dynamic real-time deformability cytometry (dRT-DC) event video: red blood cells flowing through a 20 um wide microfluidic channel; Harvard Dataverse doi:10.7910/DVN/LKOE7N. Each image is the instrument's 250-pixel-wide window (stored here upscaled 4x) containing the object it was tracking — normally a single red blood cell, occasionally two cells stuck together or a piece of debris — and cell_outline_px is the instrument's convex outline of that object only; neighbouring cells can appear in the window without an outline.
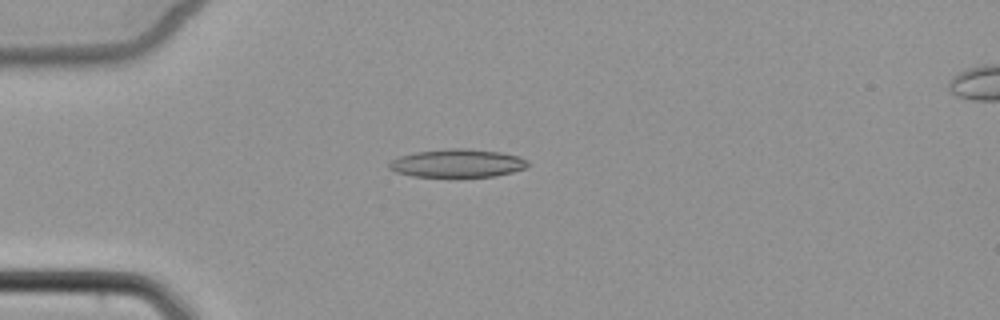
{"species": "common noctule bat (a hibernating species)", "species_latin": "Nyctalus noctula", "temperature_condition": "cold", "stored_images_in_passage": 7, "camera_frame_rate_fps": 3000, "um_per_image_px": 0.085, "animal": {"sex": "female", "body_mass_g": 22.7, "forearm_length_mm": 54.2}, "frame": {"image": 1, "passage_image": 5, "time_ms": 4.667, "image_size_px": [1000, 320], "cell_outline_px": [[528, 168], [496, 176], [412, 176], [396, 172], [388, 168], [388, 164], [392, 160], [400, 156], [416, 152], [452, 148], [468, 148], [500, 152], [520, 156], [528, 160]], "centroid_in_image_um": [38.92, 13.87], "position_along_channel_um": 46.1, "area_um2": 22.72}}